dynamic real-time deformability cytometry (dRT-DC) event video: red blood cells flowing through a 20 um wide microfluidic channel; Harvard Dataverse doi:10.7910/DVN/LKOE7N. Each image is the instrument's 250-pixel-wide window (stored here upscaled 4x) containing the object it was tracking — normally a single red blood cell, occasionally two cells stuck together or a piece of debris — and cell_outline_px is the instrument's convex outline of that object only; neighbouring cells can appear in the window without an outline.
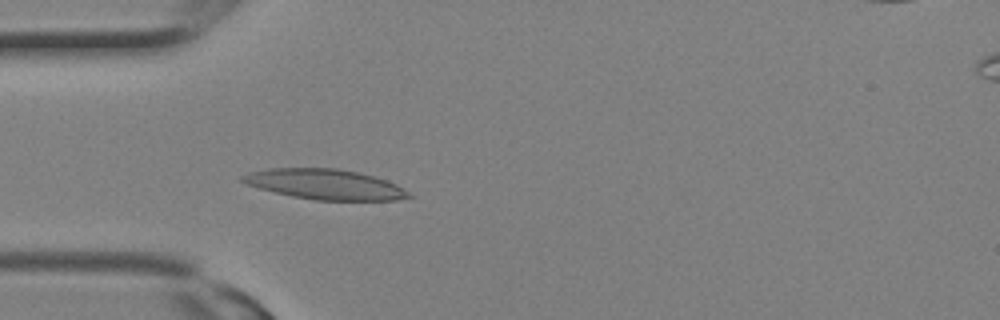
{"species": "Egyptian fruit bat (a non-hibernating species)", "species_latin": "Rousettus aegyptiacus", "temperature_condition": "room temperature", "stored_images_in_passage": 14, "camera_frame_rate_fps": 3000, "um_per_image_px": 0.085, "animal": {"sex": "female"}, "frame": {"image": 1, "passage_image": 7, "time_ms": 2.0, "image_size_px": [1000, 320], "cell_outline_px": [[412, 196], [396, 200], [316, 200], [292, 196], [260, 188], [248, 184], [240, 180], [240, 176], [248, 172], [268, 168], [336, 168], [356, 172], [388, 180], [404, 188]], "centroid_in_image_um": [27.62, 15.66], "position_along_channel_um": 57.4, "area_um2": 29.07}}
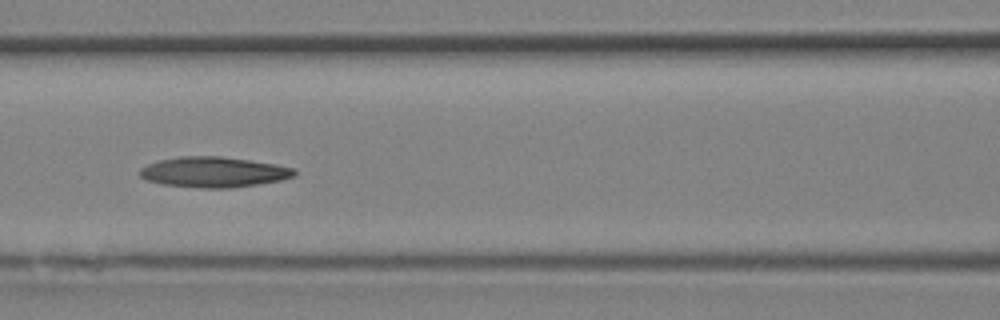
{"frame": {"image": 2, "passage_image": 11, "time_ms": 3.333, "image_size_px": [1000, 320], "cell_outline_px": [[296, 176], [280, 180], [256, 184], [228, 188], [200, 188], [164, 184], [148, 180], [140, 176], [140, 168], [148, 164], [160, 160], [180, 156], [220, 156], [276, 164], [296, 168]], "centroid_in_image_um": [18.19, 14.62], "position_along_channel_um": 148.4, "area_um2": 27.22}}
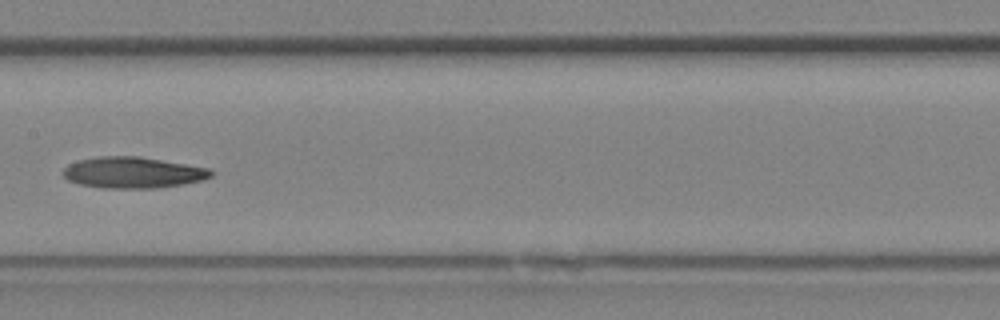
{"frame": {"image": 3, "passage_image": 13, "time_ms": 4.0, "image_size_px": [1000, 320], "cell_outline_px": [[212, 176], [204, 180], [184, 184], [156, 188], [104, 188], [80, 184], [68, 180], [64, 176], [64, 168], [68, 164], [80, 160], [100, 156], [140, 156], [208, 168], [212, 172]], "centroid_in_image_um": [11.31, 14.67], "position_along_channel_um": 196.1, "area_um2": 26.76}}